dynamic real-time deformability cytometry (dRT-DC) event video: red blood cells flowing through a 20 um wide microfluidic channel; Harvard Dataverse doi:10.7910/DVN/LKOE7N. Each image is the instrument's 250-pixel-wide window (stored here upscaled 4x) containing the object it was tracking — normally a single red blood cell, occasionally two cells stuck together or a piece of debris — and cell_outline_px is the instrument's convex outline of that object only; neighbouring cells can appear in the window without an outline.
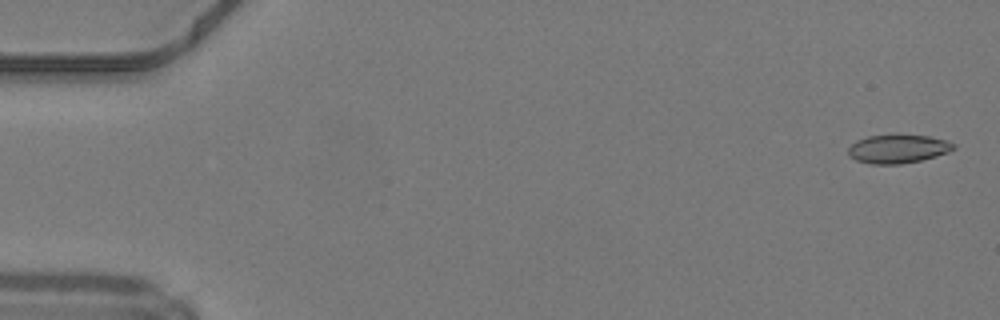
{"species": "common noctule bat (a hibernating species)", "species_latin": "Nyctalus noctula", "temperature_condition": "warm", "stored_images_in_passage": 49, "camera_frame_rate_fps": 3000, "um_per_image_px": 0.085, "animal": {"sex": "male", "body_mass_g": 19.2, "forearm_length_mm": 51.8}, "frame": {"image": 1, "passage_image": 2, "time_ms": 0.333, "image_size_px": [1000, 320], "cell_outline_px": [[956, 148], [948, 152], [936, 156], [920, 160], [900, 164], [872, 164], [856, 160], [848, 156], [848, 148], [856, 140], [868, 136], [928, 136], [944, 140], [956, 144]], "centroid_in_image_um": [76.31, 12.67], "position_along_channel_um": 8.7, "area_um2": 17.22}}
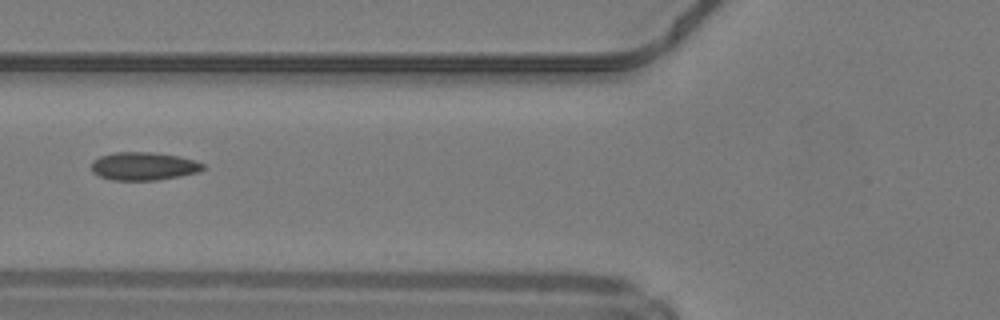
{"frame": {"image": 2, "passage_image": 20, "time_ms": 6.333, "image_size_px": [1000, 320], "cell_outline_px": [[204, 168], [200, 172], [180, 176], [156, 180], [112, 180], [100, 176], [92, 172], [92, 160], [100, 156], [116, 152], [152, 152], [176, 156], [192, 160], [204, 164]], "centroid_in_image_um": [12.19, 14.13], "position_along_channel_um": 113.6, "area_um2": 18.15}}
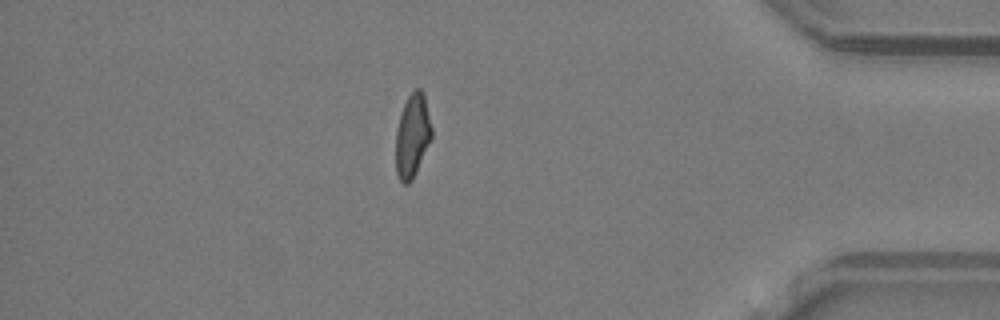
{"frame": {"image": 3, "passage_image": 43, "time_ms": 14.0, "image_size_px": [1000, 320], "cell_outline_px": [[432, 136], [416, 172], [412, 180], [408, 184], [404, 184], [400, 180], [396, 172], [396, 132], [400, 116], [404, 104], [408, 96], [416, 88], [420, 88], [424, 92], [432, 128]], "centroid_in_image_um": [35.06, 11.52], "position_along_channel_um": 400.1, "area_um2": 17.34}, "authors_computed_cell_mechanics": {"area_um2": 18.0336, "velocity_mm_per_s": 4.2318, "shape_relaxation_time_tau1_ms": null, "shape_relaxation_time_tau2_ms": 1.4217, "deformation_change_tau1": null, "deformation_change_tau2": 0.0739}}